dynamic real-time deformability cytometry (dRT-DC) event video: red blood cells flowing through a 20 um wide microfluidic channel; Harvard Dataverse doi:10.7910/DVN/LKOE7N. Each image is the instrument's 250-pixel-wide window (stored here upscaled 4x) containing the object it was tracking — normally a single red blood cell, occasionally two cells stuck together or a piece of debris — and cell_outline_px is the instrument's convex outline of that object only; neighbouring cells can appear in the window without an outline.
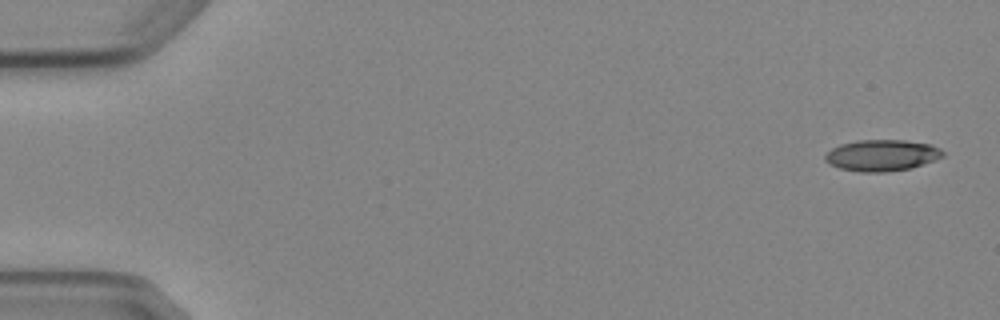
{"species": "Egyptian fruit bat (a non-hibernating species)", "species_latin": "Rousettus aegyptiacus", "temperature_condition": "cold", "stored_images_in_passage": 5, "camera_frame_rate_fps": 3000, "um_per_image_px": 0.085, "animal": {"sex": "female"}, "frame": {"image": 1, "passage_image": 1, "time_ms": 0.0, "image_size_px": [1000, 320], "cell_outline_px": [[944, 156], [912, 168], [884, 172], [860, 172], [840, 168], [828, 164], [824, 160], [824, 156], [832, 148], [840, 144], [856, 140], [904, 140], [932, 144], [940, 148], [944, 152]], "centroid_in_image_um": [74.95, 13.2], "position_along_channel_um": 10.1, "area_um2": 21.62}}
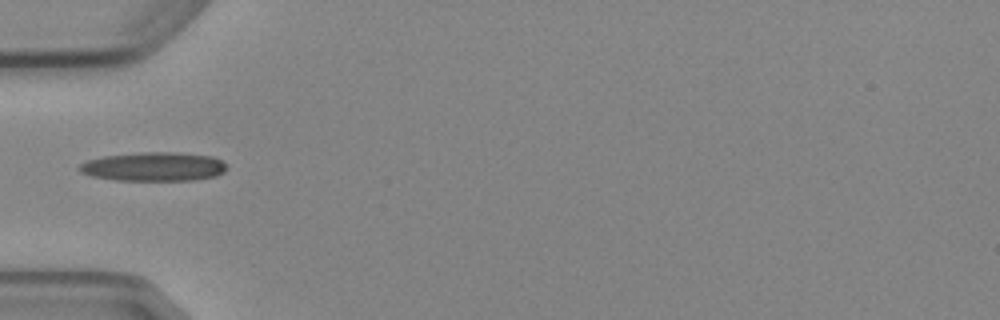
{"frame": {"image": 2, "passage_image": 5, "time_ms": 5.333, "image_size_px": [1000, 320], "cell_outline_px": [[228, 168], [224, 172], [216, 176], [196, 180], [116, 180], [92, 176], [80, 172], [76, 168], [80, 164], [88, 160], [104, 156], [144, 152], [176, 152], [212, 156], [228, 164]], "centroid_in_image_um": [13.1, 14.16], "position_along_channel_um": 71.9, "area_um2": 24.97}}